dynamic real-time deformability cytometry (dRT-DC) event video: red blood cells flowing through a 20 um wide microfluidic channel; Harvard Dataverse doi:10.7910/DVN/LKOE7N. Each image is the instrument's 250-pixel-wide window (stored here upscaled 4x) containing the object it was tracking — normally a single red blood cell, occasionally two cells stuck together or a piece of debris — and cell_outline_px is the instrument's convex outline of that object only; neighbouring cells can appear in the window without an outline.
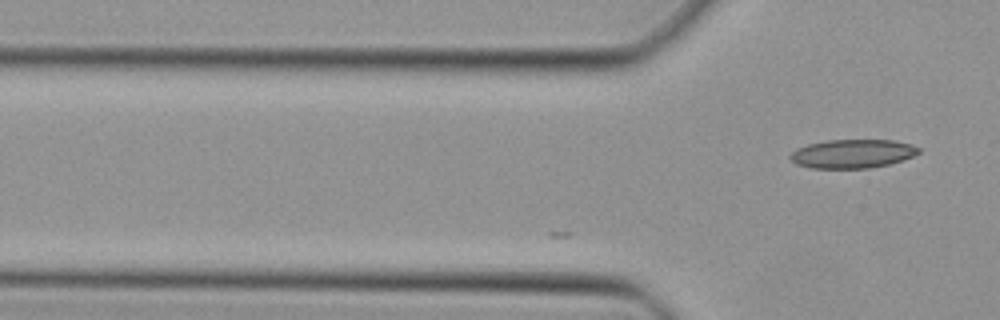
{"species": "Egyptian fruit bat (a non-hibernating species)", "species_latin": "Rousettus aegyptiacus", "temperature_condition": "cold", "stored_images_in_passage": 9, "camera_frame_rate_fps": 3000, "um_per_image_px": 0.085, "animal": {"sex": "female"}, "frame": {"image": 1, "passage_image": 9, "time_ms": 2.667, "image_size_px": [1000, 320], "cell_outline_px": [[920, 152], [904, 160], [888, 164], [868, 168], [812, 168], [796, 164], [788, 156], [796, 148], [808, 144], [828, 140], [892, 140], [912, 144], [920, 148]], "centroid_in_image_um": [72.46, 13.06], "position_along_channel_um": 53.3, "area_um2": 21.5}}